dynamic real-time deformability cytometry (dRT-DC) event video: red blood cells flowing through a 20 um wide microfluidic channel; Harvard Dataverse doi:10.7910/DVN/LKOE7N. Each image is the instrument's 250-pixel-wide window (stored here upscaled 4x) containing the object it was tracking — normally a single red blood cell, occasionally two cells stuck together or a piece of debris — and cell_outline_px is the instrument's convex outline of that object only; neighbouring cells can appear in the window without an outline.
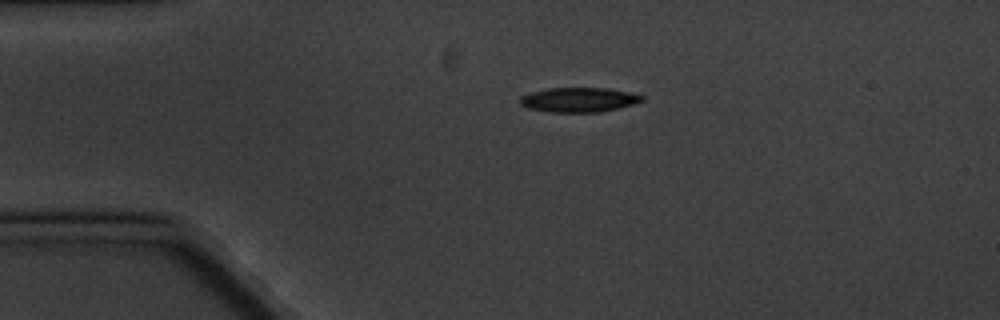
{"species": "common noctule bat (a hibernating species)", "species_latin": "Nyctalus noctula", "temperature_condition": "cold", "stored_images_in_passage": 2, "camera_frame_rate_fps": 3000, "um_per_image_px": 0.085, "animal": {"sex": "male", "body_mass_g": 20.1, "forearm_length_mm": 53.5}, "frame": {"image": 1, "passage_image": 1, "time_ms": 0.0, "image_size_px": [1000, 320], "cell_outline_px": [[644, 100], [620, 108], [600, 112], [548, 112], [528, 108], [520, 104], [520, 96], [532, 92], [548, 88], [608, 88], [628, 92], [644, 96]], "centroid_in_image_um": [49.19, 8.48], "position_along_channel_um": 35.8, "area_um2": 17.46}}